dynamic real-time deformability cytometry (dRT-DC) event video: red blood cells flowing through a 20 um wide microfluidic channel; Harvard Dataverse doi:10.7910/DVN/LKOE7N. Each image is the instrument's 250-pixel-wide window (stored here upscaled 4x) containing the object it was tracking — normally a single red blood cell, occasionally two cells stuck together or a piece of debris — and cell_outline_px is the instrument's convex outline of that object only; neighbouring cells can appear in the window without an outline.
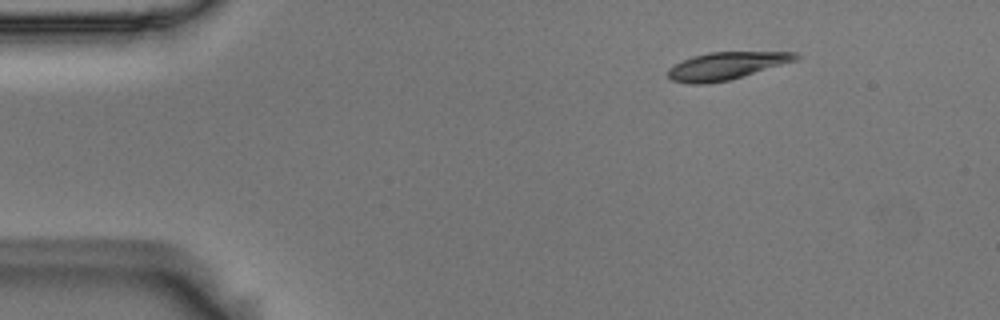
{"species": "Egyptian fruit bat (a non-hibernating species)", "species_latin": "Rousettus aegyptiacus", "temperature_condition": "room temperature", "stored_images_in_passage": 3, "camera_frame_rate_fps": 3000, "um_per_image_px": 0.085, "animal": {"sex": "male"}, "frame": {"image": 1, "passage_image": 1, "time_ms": 0.0, "image_size_px": [1000, 320], "cell_outline_px": [[800, 56], [796, 60], [728, 80], [704, 84], [688, 84], [672, 80], [668, 76], [668, 68], [692, 56], [708, 52], [796, 52]], "centroid_in_image_um": [61.69, 5.59], "position_along_channel_um": 23.3, "area_um2": 20.11}}